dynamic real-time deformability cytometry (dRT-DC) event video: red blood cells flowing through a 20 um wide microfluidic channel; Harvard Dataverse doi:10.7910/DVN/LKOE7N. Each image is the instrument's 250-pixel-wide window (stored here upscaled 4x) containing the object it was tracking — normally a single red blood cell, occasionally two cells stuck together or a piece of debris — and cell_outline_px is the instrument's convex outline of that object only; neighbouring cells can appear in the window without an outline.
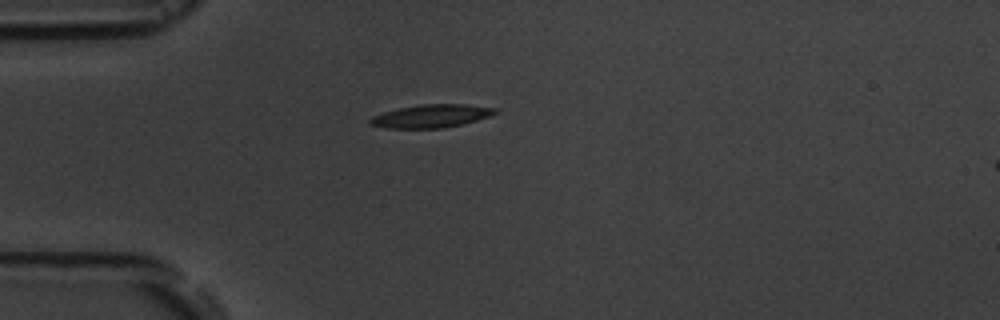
{"species": "common noctule bat (a hibernating species)", "species_latin": "Nyctalus noctula", "temperature_condition": "room temperature", "stored_images_in_passage": 1, "camera_frame_rate_fps": 3000, "um_per_image_px": 0.085, "animal": {"sex": "male", "body_mass_g": 19.5, "forearm_length_mm": 54.6}, "frame": {"image": 1, "passage_image": 1, "time_ms": 0.0, "image_size_px": [1000, 320], "cell_outline_px": [[500, 112], [476, 120], [444, 128], [388, 128], [368, 124], [368, 120], [372, 116], [384, 112], [400, 108], [420, 104], [464, 104], [496, 108]], "centroid_in_image_um": [36.64, 9.86], "position_along_channel_um": 48.4, "area_um2": 16.7}}